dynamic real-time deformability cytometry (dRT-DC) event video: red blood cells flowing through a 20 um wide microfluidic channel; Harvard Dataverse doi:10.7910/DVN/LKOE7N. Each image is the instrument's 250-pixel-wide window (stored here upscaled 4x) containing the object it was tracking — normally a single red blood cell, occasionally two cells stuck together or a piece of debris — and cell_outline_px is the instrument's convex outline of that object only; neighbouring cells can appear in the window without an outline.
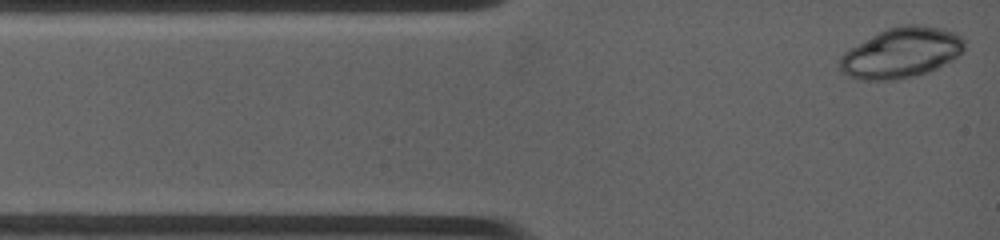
{"species": "common noctule bat (a hibernating species)", "species_latin": "Nyctalus noctula", "temperature_condition": "warm", "stored_images_in_passage": 4, "camera_frame_rate_fps": 4500, "um_per_image_px": 0.085, "animal": {"sex": "female", "body_mass_g": 19.0, "forearm_length_mm": 53.3}, "frame": {"image": 1, "passage_image": 1, "time_ms": 0.0, "image_size_px": [1000, 240], "cell_outline_px": [[964, 48], [960, 52], [936, 68], [924, 72], [908, 76], [888, 80], [864, 80], [852, 76], [844, 72], [840, 68], [840, 56], [844, 52], [880, 32], [888, 28], [936, 28], [952, 32], [960, 36], [964, 40]], "centroid_in_image_um": [76.56, 4.53], "position_along_channel_um": 8.4, "area_um2": 34.22}}